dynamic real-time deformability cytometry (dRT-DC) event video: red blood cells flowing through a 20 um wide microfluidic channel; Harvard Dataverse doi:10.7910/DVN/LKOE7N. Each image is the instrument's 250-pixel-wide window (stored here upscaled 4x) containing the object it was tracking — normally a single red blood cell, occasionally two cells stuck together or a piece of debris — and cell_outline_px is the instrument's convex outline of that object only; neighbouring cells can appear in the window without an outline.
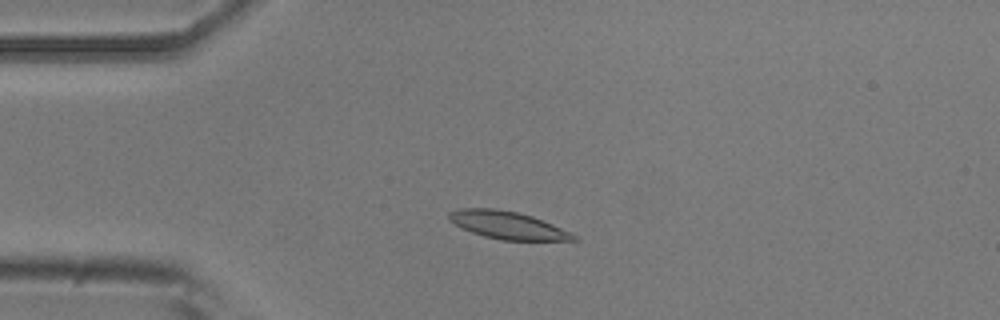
{"species": "common noctule bat (a hibernating species)", "species_latin": "Nyctalus noctula", "temperature_condition": "room temperature", "stored_images_in_passage": 50, "camera_frame_rate_fps": 3000, "um_per_image_px": 0.085, "animal": {"sex": "male", "body_mass_g": 20.5, "forearm_length_mm": 52.5}, "frame": {"image": 1, "passage_image": 10, "time_ms": 3.0, "image_size_px": [1000, 320], "cell_outline_px": [[580, 240], [500, 240], [484, 236], [472, 232], [448, 220], [448, 212], [460, 208], [496, 208], [516, 212], [532, 216], [572, 232]], "centroid_in_image_um": [43.15, 19.13], "position_along_channel_um": 41.9, "area_um2": 19.94}}
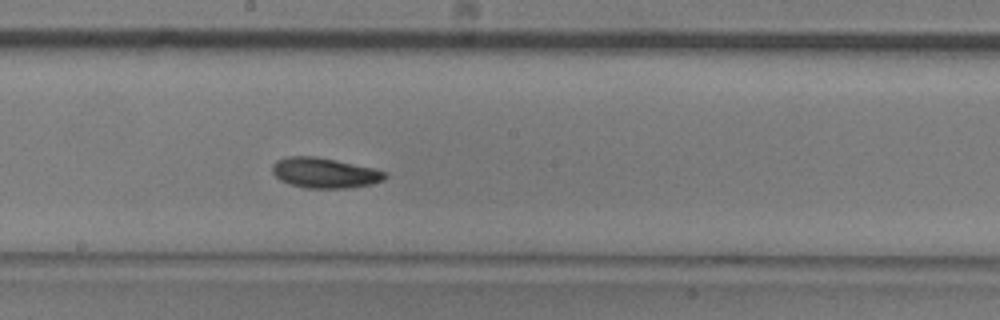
{"frame": {"image": 2, "passage_image": 26, "time_ms": 8.333, "image_size_px": [1000, 320], "cell_outline_px": [[388, 176], [384, 180], [372, 184], [348, 188], [308, 188], [288, 184], [280, 180], [272, 172], [272, 164], [276, 160], [288, 156], [316, 156], [336, 160], [372, 168], [388, 172]], "centroid_in_image_um": [27.59, 14.69], "position_along_channel_um": 220.6, "area_um2": 20.0}}
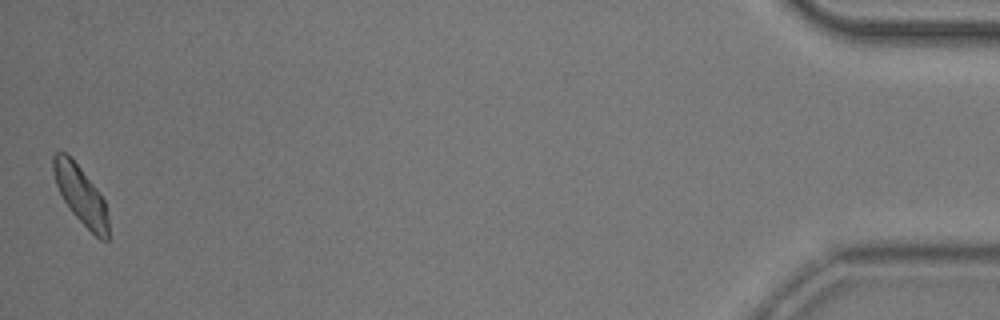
{"frame": {"image": 3, "passage_image": 50, "time_ms": 16.333, "image_size_px": [1000, 320], "cell_outline_px": [[108, 240], [100, 240], [72, 212], [64, 200], [56, 184], [52, 168], [52, 156], [56, 152], [64, 152], [80, 168], [96, 188], [104, 200], [108, 212]], "centroid_in_image_um": [6.87, 16.58], "position_along_channel_um": 428.3, "area_um2": 18.21}, "authors_computed_cell_mechanics": {"area_um2": 19.2474, "velocity_mm_per_s": 3.7825, "shape_relaxation_time_tau1_ms": 3.2445, "shape_relaxation_time_tau2_ms": 5.0521, "deformation_change_tau1": 0.1063, "deformation_change_tau2": 0.1018}}